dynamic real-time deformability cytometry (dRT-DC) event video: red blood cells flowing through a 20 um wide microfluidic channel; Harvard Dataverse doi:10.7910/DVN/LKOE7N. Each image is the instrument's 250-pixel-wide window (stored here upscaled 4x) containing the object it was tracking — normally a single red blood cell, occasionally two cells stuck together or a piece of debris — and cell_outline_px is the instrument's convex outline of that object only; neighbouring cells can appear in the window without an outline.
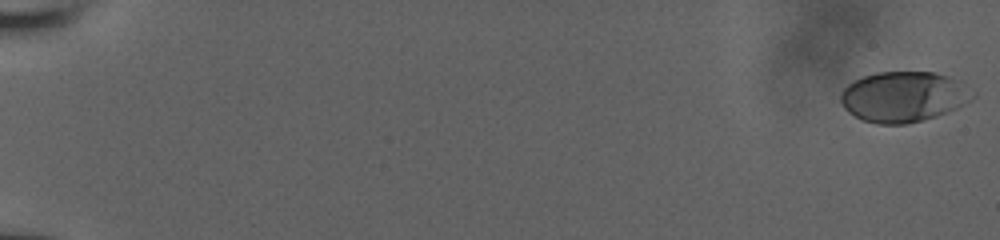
{"species": "human", "species_latin": "Homo sapiens", "temperature_condition": "room temperature", "stored_images_in_passage": 45, "camera_frame_rate_fps": 3000, "um_per_image_px": 0.085, "donor": {"sex": "male"}, "frame": {"image": 1, "passage_image": 1, "time_ms": 0.0, "image_size_px": [1000, 240], "cell_outline_px": [[976, 96], [964, 104], [948, 112], [924, 120], [908, 124], [876, 124], [864, 120], [848, 112], [844, 108], [840, 100], [840, 96], [844, 88], [848, 84], [864, 76], [876, 72], [936, 72], [948, 76], [976, 92]], "centroid_in_image_um": [76.81, 8.23], "position_along_channel_um": 8.2, "area_um2": 38.78}}
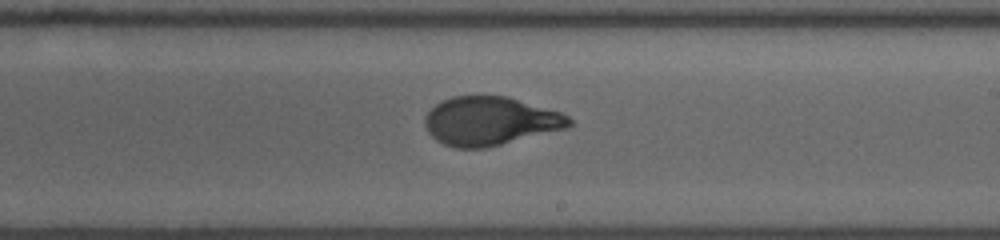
{"frame": {"image": 2, "passage_image": 26, "time_ms": 12.0, "image_size_px": [1000, 240], "cell_outline_px": [[572, 124], [568, 128], [484, 148], [456, 148], [444, 144], [436, 140], [428, 132], [424, 124], [424, 116], [440, 100], [452, 96], [508, 96], [560, 112], [568, 116], [572, 120]], "centroid_in_image_um": [41.64, 10.28], "position_along_channel_um": 247.4, "area_um2": 40.86}}
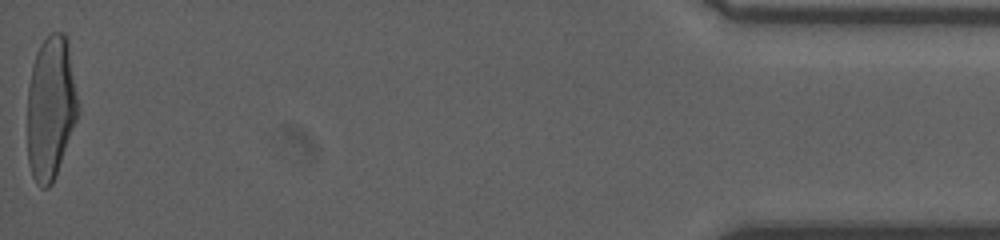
{"frame": {"image": 3, "passage_image": 45, "time_ms": 19.0, "image_size_px": [1000, 240], "cell_outline_px": [[80, 112], [52, 184], [48, 188], [40, 188], [36, 184], [32, 176], [28, 164], [28, 88], [32, 68], [36, 52], [40, 44], [52, 32], [64, 32], [68, 40], [80, 108]], "centroid_in_image_um": [4.33, 9.17], "position_along_channel_um": 430.9, "area_um2": 42.77}, "authors_computed_cell_mechanics": {"area_um2": 40.46, "velocity_mm_per_s": 3.8284, "shape_relaxation_time_tau1_ms": 3.7937, "shape_relaxation_time_tau2_ms": null, "deformation_change_tau1": 0.1721, "deformation_change_tau2": null}}